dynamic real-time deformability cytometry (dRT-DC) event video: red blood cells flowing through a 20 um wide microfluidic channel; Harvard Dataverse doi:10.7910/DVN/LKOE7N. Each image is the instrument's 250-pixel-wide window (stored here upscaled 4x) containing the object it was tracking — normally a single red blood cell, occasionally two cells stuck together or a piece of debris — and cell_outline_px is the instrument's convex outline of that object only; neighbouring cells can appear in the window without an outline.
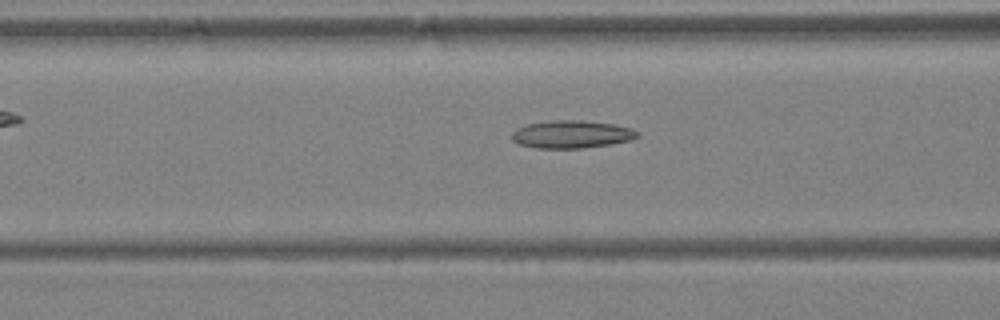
{"species": "Egyptian fruit bat (a non-hibernating species)", "species_latin": "Rousettus aegyptiacus", "temperature_condition": "warm", "stored_images_in_passage": 27, "camera_frame_rate_fps": 3000, "um_per_image_px": 0.085, "animal": {"sex": "female"}, "frame": {"image": 1, "passage_image": 5, "time_ms": 1.333, "image_size_px": [1000, 320], "cell_outline_px": [[640, 136], [628, 140], [612, 144], [584, 148], [536, 148], [520, 144], [512, 140], [512, 132], [516, 128], [524, 124], [552, 120], [580, 120], [612, 124], [628, 128], [640, 132]], "centroid_in_image_um": [48.55, 11.41], "position_along_channel_um": 118.1, "area_um2": 20.29}}
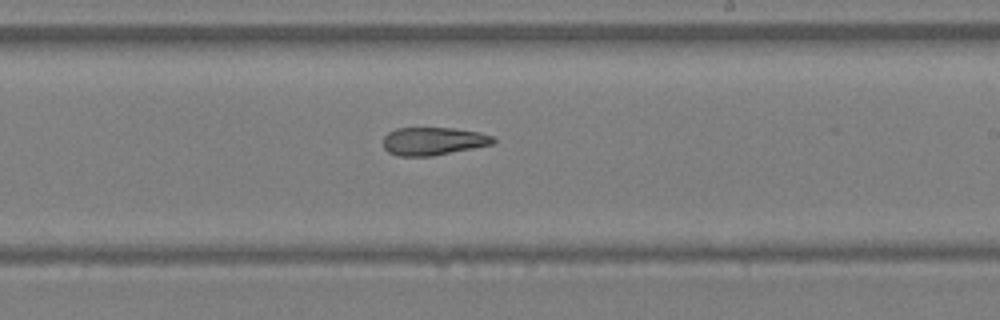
{"frame": {"image": 2, "passage_image": 13, "time_ms": 4.0, "image_size_px": [1000, 320], "cell_outline_px": [[496, 140], [492, 144], [432, 156], [396, 156], [388, 152], [384, 148], [384, 136], [388, 132], [396, 128], [456, 128], [480, 132], [492, 136]], "centroid_in_image_um": [36.8, 11.99], "position_along_channel_um": 252.2, "area_um2": 17.92}}
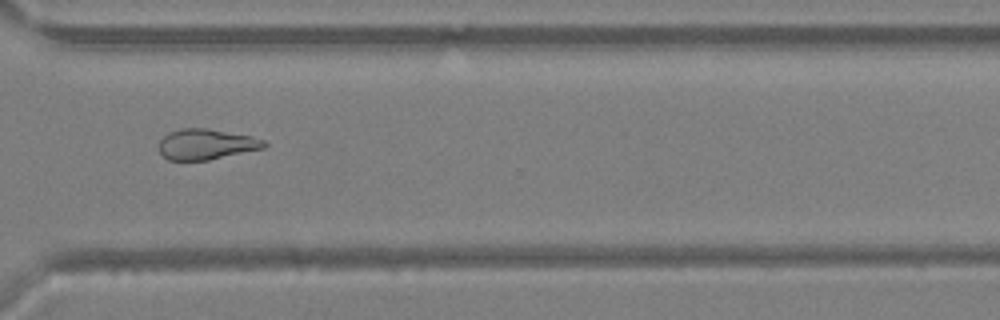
{"frame": {"image": 3, "passage_image": 19, "time_ms": 6.0, "image_size_px": [1000, 320], "cell_outline_px": [[268, 144], [264, 148], [208, 160], [168, 160], [160, 152], [160, 140], [168, 132], [180, 128], [208, 128], [252, 136], [264, 140]], "centroid_in_image_um": [17.54, 12.25], "position_along_channel_um": 353.1, "area_um2": 18.73}}